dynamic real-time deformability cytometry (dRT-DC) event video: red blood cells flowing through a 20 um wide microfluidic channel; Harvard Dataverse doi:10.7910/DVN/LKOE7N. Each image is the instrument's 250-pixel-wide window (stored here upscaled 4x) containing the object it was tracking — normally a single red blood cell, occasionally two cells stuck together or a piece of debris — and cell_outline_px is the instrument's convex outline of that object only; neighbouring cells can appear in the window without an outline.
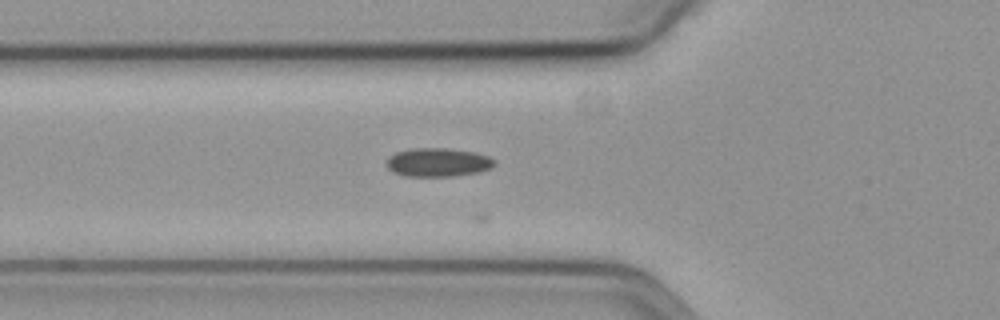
{"species": "common noctule bat (a hibernating species)", "species_latin": "Nyctalus noctula", "temperature_condition": "cold", "stored_images_in_passage": 11, "camera_frame_rate_fps": 3000, "um_per_image_px": 0.085, "animal": {"sex": "female", "body_mass_g": 19.3, "forearm_length_mm": 54.1}, "frame": {"image": 1, "passage_image": 5, "time_ms": 1.333, "image_size_px": [1000, 320], "cell_outline_px": [[496, 164], [492, 168], [480, 172], [456, 176], [404, 176], [392, 172], [384, 164], [384, 160], [388, 156], [396, 152], [412, 148], [448, 148], [476, 152], [488, 156], [496, 160]], "centroid_in_image_um": [37.21, 13.8], "position_along_channel_um": 88.6, "area_um2": 18.5}}
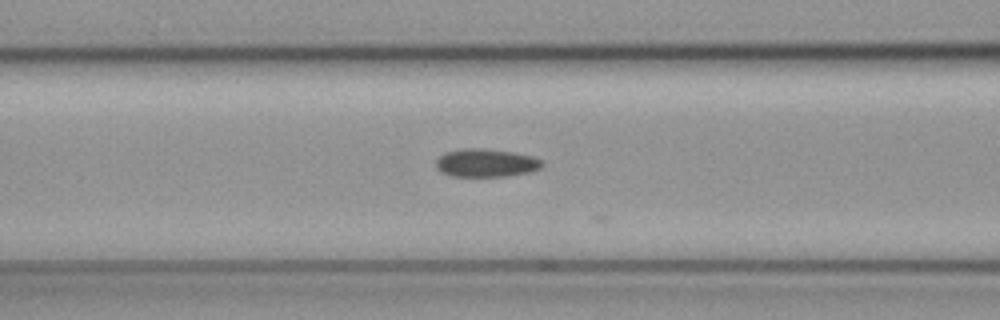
{"frame": {"image": 2, "passage_image": 8, "time_ms": 2.333, "image_size_px": [1000, 320], "cell_outline_px": [[544, 164], [540, 168], [528, 172], [508, 176], [452, 176], [440, 172], [436, 168], [436, 160], [444, 152], [460, 148], [484, 148], [512, 152], [532, 156], [544, 160]], "centroid_in_image_um": [41.3, 13.84], "position_along_channel_um": 125.3, "area_um2": 17.57}}